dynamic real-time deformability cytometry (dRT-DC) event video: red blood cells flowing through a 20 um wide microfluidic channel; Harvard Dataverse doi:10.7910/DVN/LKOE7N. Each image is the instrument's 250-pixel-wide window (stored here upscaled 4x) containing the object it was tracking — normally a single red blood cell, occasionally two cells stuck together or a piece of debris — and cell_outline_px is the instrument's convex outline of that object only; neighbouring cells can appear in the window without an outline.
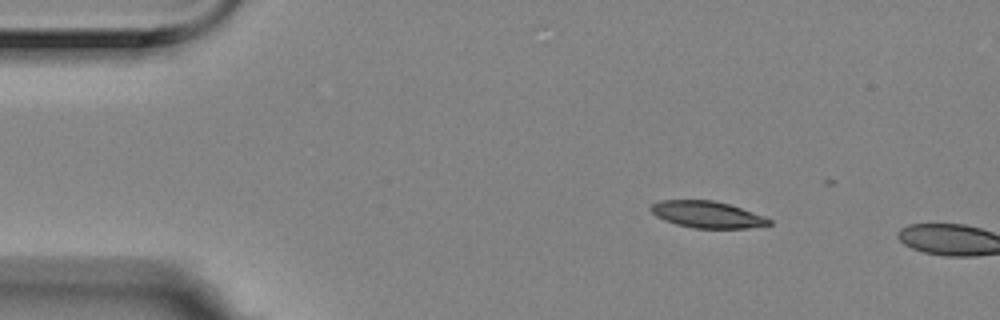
{"species": "Egyptian fruit bat (a non-hibernating species)", "species_latin": "Rousettus aegyptiacus", "temperature_condition": "room temperature", "stored_images_in_passage": 3, "camera_frame_rate_fps": 3000, "um_per_image_px": 0.085, "animal": {"sex": "female"}, "frame": {"image": 1, "passage_image": 2, "time_ms": 0.333, "image_size_px": [1000, 320], "cell_outline_px": [[772, 224], [748, 228], [692, 228], [676, 224], [664, 220], [656, 216], [648, 208], [652, 204], [660, 200], [712, 200], [728, 204], [764, 216], [772, 220]], "centroid_in_image_um": [60.08, 18.24], "position_along_channel_um": 24.9, "area_um2": 18.32}}